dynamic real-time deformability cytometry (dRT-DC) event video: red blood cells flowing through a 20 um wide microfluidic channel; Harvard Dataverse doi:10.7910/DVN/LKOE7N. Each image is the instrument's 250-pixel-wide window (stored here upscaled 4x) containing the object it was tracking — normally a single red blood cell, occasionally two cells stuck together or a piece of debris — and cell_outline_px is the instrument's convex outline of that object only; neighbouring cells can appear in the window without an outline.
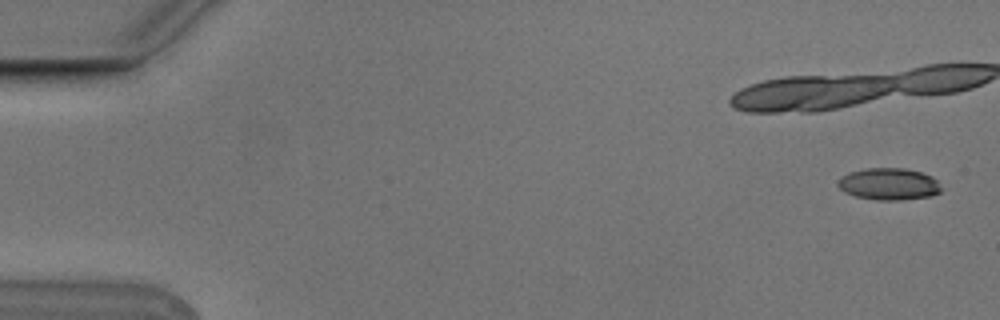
{"species": "Egyptian fruit bat (a non-hibernating species)", "species_latin": "Rousettus aegyptiacus", "temperature_condition": "cold", "stored_images_in_passage": 6, "camera_frame_rate_fps": 3000, "um_per_image_px": 0.085, "animal": {"sex": "male"}, "frame": {"image": 1, "passage_image": 1, "time_ms": 0.0, "image_size_px": [1000, 320], "cell_outline_px": [[944, 188], [940, 192], [932, 196], [900, 200], [876, 200], [856, 196], [844, 192], [836, 184], [836, 180], [840, 176], [848, 172], [868, 168], [904, 168], [920, 172], [932, 176]], "centroid_in_image_um": [75.54, 15.64], "position_along_channel_um": 9.5, "area_um2": 19.48}}